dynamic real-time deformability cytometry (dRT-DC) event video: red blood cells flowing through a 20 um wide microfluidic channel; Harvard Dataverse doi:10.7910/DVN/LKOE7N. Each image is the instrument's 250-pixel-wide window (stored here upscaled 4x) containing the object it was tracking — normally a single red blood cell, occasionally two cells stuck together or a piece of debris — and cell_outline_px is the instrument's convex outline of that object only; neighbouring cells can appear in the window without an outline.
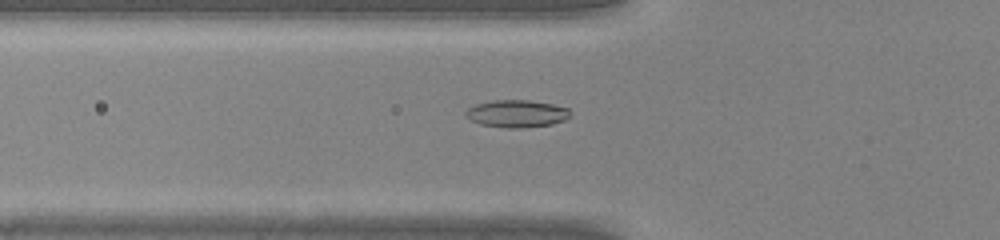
{"species": "common noctule bat (a hibernating species)", "species_latin": "Nyctalus noctula", "temperature_condition": "warm", "stored_images_in_passage": 29, "camera_frame_rate_fps": 3000, "um_per_image_px": 0.085, "animal": {"sex": "male", "body_mass_g": 20.0, "forearm_length_mm": 53.3}, "frame": {"image": 1, "passage_image": 4, "time_ms": 1.0, "image_size_px": [1000, 240], "cell_outline_px": [[572, 112], [564, 120], [552, 124], [524, 128], [508, 128], [480, 124], [464, 116], [464, 112], [468, 108], [476, 104], [492, 100], [528, 100], [552, 104], [568, 108]], "centroid_in_image_um": [43.9, 9.66], "position_along_channel_um": 81.9, "area_um2": 16.7}}
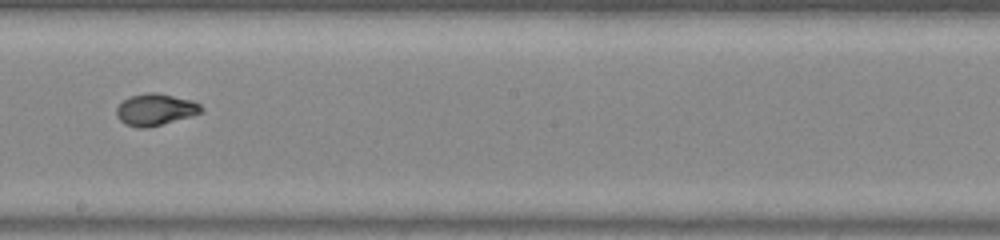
{"frame": {"image": 2, "passage_image": 14, "time_ms": 4.333, "image_size_px": [1000, 240], "cell_outline_px": [[204, 112], [192, 116], [148, 128], [136, 128], [124, 124], [116, 116], [116, 108], [128, 96], [148, 92], [156, 92], [192, 100], [200, 104], [204, 108]], "centroid_in_image_um": [13.21, 9.32], "position_along_channel_um": 235.0, "area_um2": 15.95}}
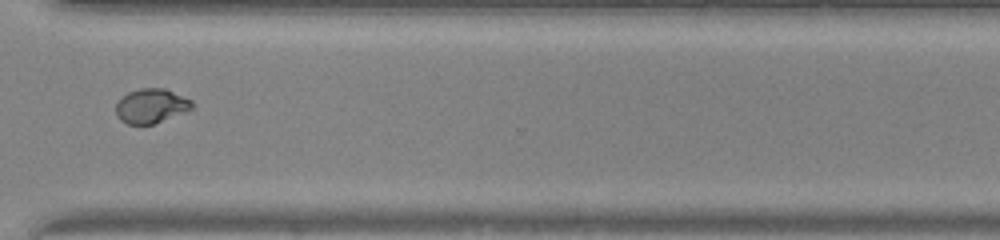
{"frame": {"image": 3, "passage_image": 22, "time_ms": 7.0, "image_size_px": [1000, 240], "cell_outline_px": [[192, 108], [188, 112], [152, 124], [128, 124], [120, 120], [116, 116], [116, 104], [128, 92], [140, 88], [164, 88], [192, 100]], "centroid_in_image_um": [12.86, 9.01], "position_along_channel_um": 357.7, "area_um2": 15.26}}